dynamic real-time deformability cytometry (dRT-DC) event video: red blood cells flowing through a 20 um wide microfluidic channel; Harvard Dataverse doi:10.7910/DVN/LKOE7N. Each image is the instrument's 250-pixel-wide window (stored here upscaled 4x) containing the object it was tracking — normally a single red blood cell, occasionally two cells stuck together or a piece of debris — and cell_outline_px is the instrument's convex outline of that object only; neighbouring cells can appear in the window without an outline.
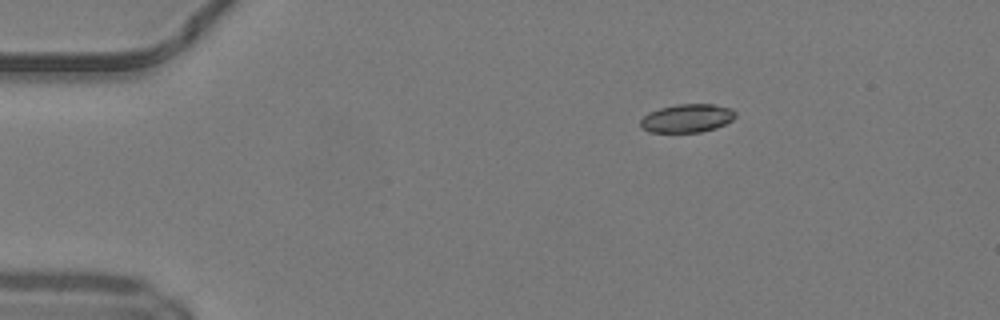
{"species": "common noctule bat (a hibernating species)", "species_latin": "Nyctalus noctula", "temperature_condition": "warm", "stored_images_in_passage": 42, "camera_frame_rate_fps": 3000, "um_per_image_px": 0.085, "animal": {"sex": "male", "body_mass_g": 19.2, "forearm_length_mm": 51.8}, "frame": {"image": 1, "passage_image": 1, "time_ms": 0.0, "image_size_px": [1000, 320], "cell_outline_px": [[736, 116], [732, 120], [716, 128], [700, 132], [648, 132], [640, 128], [640, 120], [648, 112], [660, 108], [676, 104], [712, 104], [732, 108], [736, 112]], "centroid_in_image_um": [58.38, 10.05], "position_along_channel_um": 26.6, "area_um2": 15.84}}
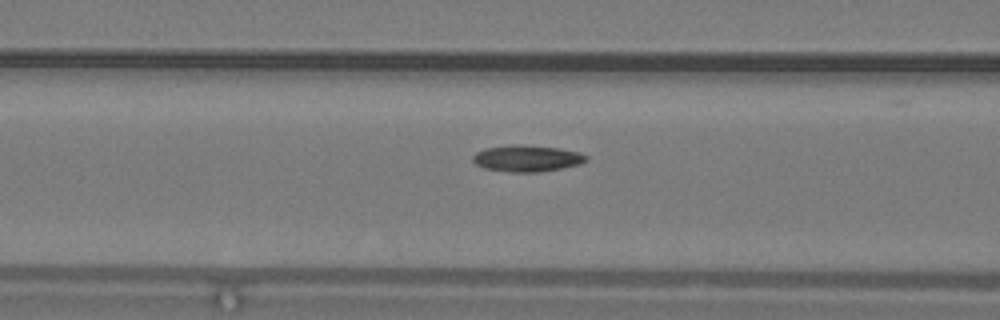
{"frame": {"image": 2, "passage_image": 13, "time_ms": 4.0, "image_size_px": [1000, 320], "cell_outline_px": [[588, 160], [580, 164], [540, 172], [512, 172], [484, 168], [476, 164], [472, 160], [472, 156], [476, 152], [484, 148], [560, 148], [580, 152], [588, 156]], "centroid_in_image_um": [44.84, 13.52], "position_along_channel_um": 121.8, "area_um2": 16.42}}
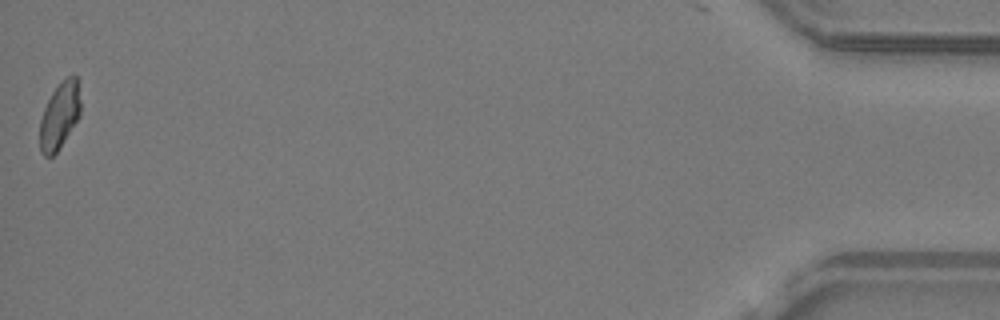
{"frame": {"image": 3, "passage_image": 42, "time_ms": 13.667, "image_size_px": [1000, 320], "cell_outline_px": [[80, 116], [56, 152], [52, 156], [44, 156], [40, 152], [40, 120], [44, 108], [52, 92], [60, 80], [68, 76], [76, 76], [80, 100]], "centroid_in_image_um": [5.05, 9.81], "position_along_channel_um": 430.1, "area_um2": 15.66}, "authors_computed_cell_mechanics": {"area_um2": 16.7042, "velocity_mm_per_s": 4.1986, "shape_relaxation_time_tau1_ms": 2.8606, "shape_relaxation_time_tau2_ms": 8.293, "deformation_change_tau1": 0.0837, "deformation_change_tau2": 0.1533}}